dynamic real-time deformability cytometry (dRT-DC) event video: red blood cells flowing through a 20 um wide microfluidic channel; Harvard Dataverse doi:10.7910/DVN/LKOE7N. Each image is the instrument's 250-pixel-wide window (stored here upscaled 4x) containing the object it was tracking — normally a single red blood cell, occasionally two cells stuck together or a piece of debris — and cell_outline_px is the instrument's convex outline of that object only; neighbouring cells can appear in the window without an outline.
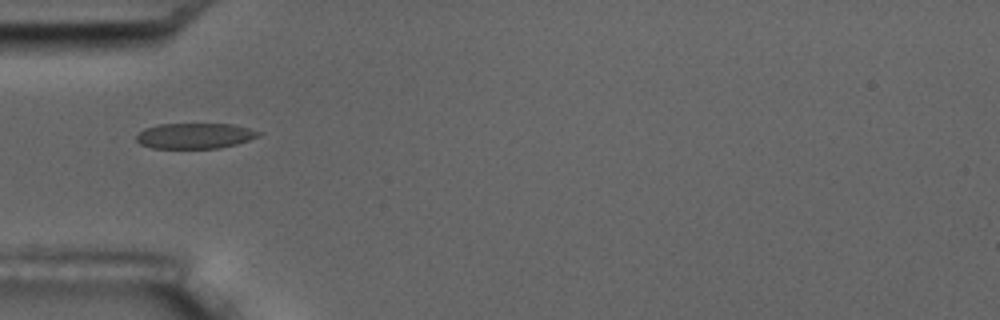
{"species": "common noctule bat (a hibernating species)", "species_latin": "Nyctalus noctula", "temperature_condition": "room temperature", "stored_images_in_passage": 3, "camera_frame_rate_fps": 3000, "um_per_image_px": 0.085, "animal": {"sex": "male", "body_mass_g": 17.5, "forearm_length_mm": 52.3}, "frame": {"image": 1, "passage_image": 1, "time_ms": 0.0, "image_size_px": [1000, 320], "cell_outline_px": [[264, 132], [260, 136], [236, 144], [220, 148], [152, 148], [140, 144], [136, 140], [136, 136], [144, 128], [160, 124], [232, 124]], "centroid_in_image_um": [16.58, 11.54], "position_along_channel_um": 68.4, "area_um2": 18.21}}